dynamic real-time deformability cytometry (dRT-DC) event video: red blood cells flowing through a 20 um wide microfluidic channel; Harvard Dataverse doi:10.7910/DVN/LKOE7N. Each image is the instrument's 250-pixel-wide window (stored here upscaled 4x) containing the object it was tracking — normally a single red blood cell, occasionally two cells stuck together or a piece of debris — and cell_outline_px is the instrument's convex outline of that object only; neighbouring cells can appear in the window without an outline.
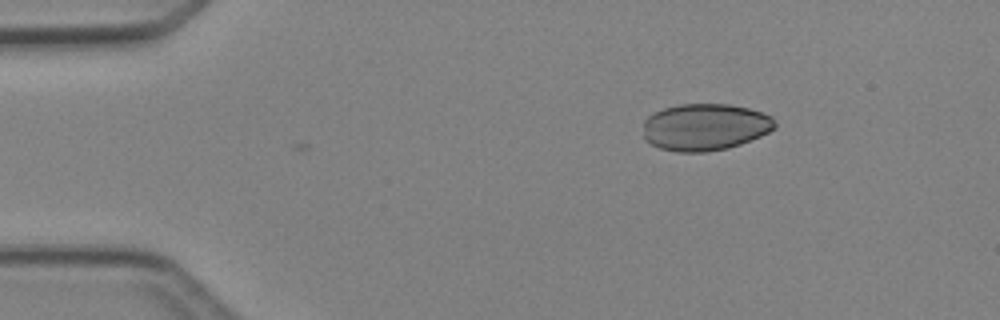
{"species": "Egyptian fruit bat (a non-hibernating species)", "species_latin": "Rousettus aegyptiacus", "temperature_condition": "cold", "stored_images_in_passage": 4, "camera_frame_rate_fps": 3000, "um_per_image_px": 0.085, "animal": {"sex": "female"}, "frame": {"image": 1, "passage_image": 4, "time_ms": 3.333, "image_size_px": [1000, 320], "cell_outline_px": [[776, 128], [760, 136], [740, 144], [728, 148], [708, 152], [676, 152], [660, 148], [644, 140], [644, 120], [648, 116], [664, 108], [680, 104], [732, 104], [748, 108], [772, 116], [776, 124]], "centroid_in_image_um": [59.93, 10.8], "position_along_channel_um": 25.1, "area_um2": 36.13}}